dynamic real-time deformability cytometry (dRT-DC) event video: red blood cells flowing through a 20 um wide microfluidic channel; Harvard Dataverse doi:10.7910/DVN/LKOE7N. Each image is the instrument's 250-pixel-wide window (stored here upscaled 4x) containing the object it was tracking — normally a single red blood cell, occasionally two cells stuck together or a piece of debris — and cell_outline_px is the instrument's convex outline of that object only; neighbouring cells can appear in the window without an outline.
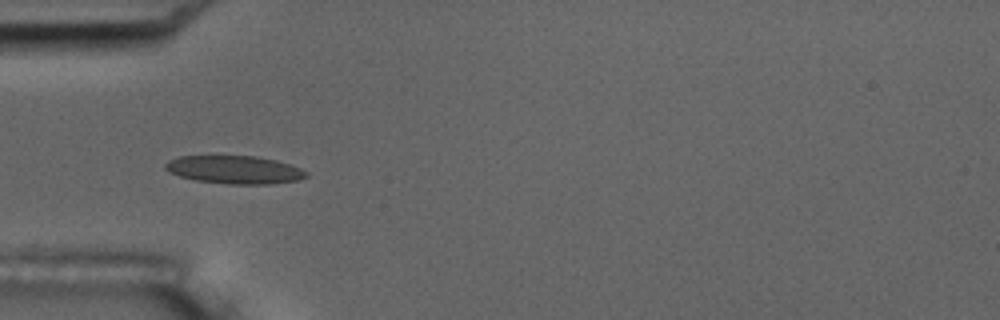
{"species": "common noctule bat (a hibernating species)", "species_latin": "Nyctalus noctula", "temperature_condition": "room temperature", "stored_images_in_passage": 6, "camera_frame_rate_fps": 3000, "um_per_image_px": 0.085, "animal": {"sex": "male", "body_mass_g": 17.5, "forearm_length_mm": 52.3}, "frame": {"image": 1, "passage_image": 5, "time_ms": 4.667, "image_size_px": [1000, 320], "cell_outline_px": [[308, 176], [300, 180], [268, 184], [228, 184], [196, 180], [180, 176], [168, 172], [164, 168], [164, 164], [168, 160], [180, 156], [256, 156], [276, 160], [300, 168], [308, 172]], "centroid_in_image_um": [19.93, 14.42], "position_along_channel_um": 65.1, "area_um2": 23.06}}